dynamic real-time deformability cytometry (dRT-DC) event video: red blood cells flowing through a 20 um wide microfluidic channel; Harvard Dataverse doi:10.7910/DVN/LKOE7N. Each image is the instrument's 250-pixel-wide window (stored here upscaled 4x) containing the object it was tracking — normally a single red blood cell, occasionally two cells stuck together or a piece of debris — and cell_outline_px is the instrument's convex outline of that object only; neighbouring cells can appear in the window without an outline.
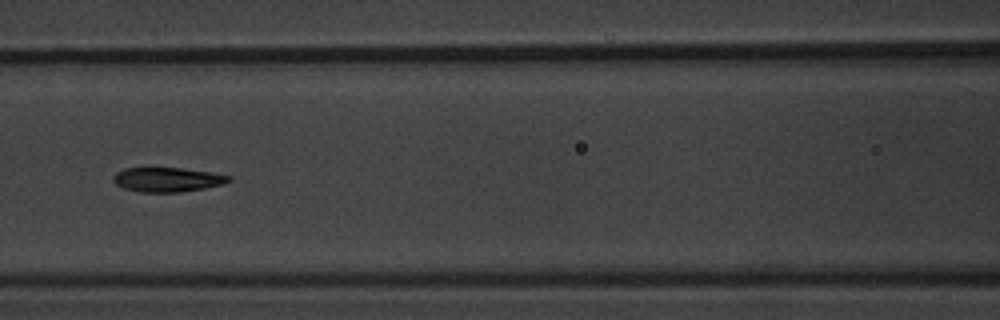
{"species": "common noctule bat (a hibernating species)", "species_latin": "Nyctalus noctula", "temperature_condition": "warm", "stored_images_in_passage": 9, "camera_frame_rate_fps": 3000, "um_per_image_px": 0.085, "animal": {"sex": "male", "body_mass_g": 20.1, "forearm_length_mm": 53.5}, "frame": {"image": 1, "passage_image": 7, "time_ms": 7.667, "image_size_px": [1000, 320], "cell_outline_px": [[232, 180], [224, 184], [204, 188], [180, 192], [140, 192], [124, 188], [116, 184], [112, 180], [112, 176], [116, 172], [124, 168], [144, 164], [152, 164], [212, 172], [232, 176]], "centroid_in_image_um": [14.16, 15.2], "position_along_channel_um": 152.4, "area_um2": 17.51}}
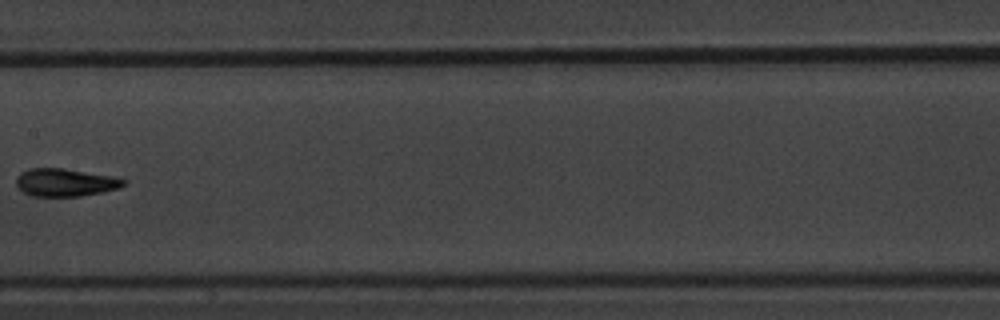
{"frame": {"image": 2, "passage_image": 8, "time_ms": 9.0, "image_size_px": [1000, 320], "cell_outline_px": [[128, 184], [120, 188], [80, 196], [32, 196], [24, 192], [16, 184], [16, 176], [20, 172], [28, 168], [64, 168], [112, 176], [128, 180]], "centroid_in_image_um": [5.56, 15.5], "position_along_channel_um": 201.8, "area_um2": 17.51}}
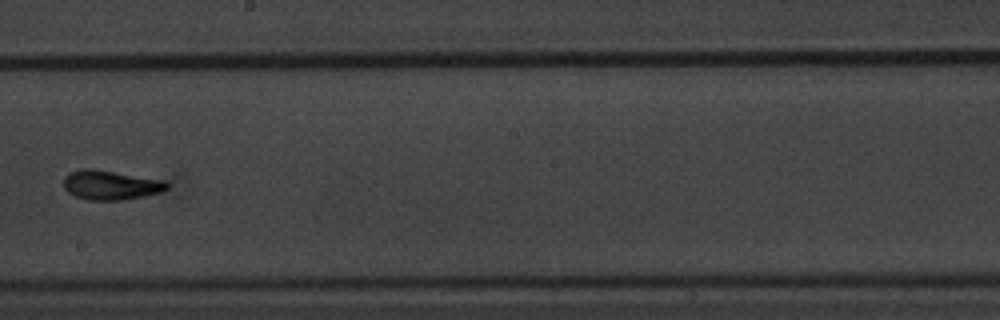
{"frame": {"image": 3, "passage_image": 9, "time_ms": 10.0, "image_size_px": [1000, 320], "cell_outline_px": [[168, 188], [160, 192], [144, 196], [124, 200], [88, 200], [76, 196], [68, 192], [64, 188], [64, 176], [80, 168], [92, 168], [164, 180], [168, 184]], "centroid_in_image_um": [9.39, 15.72], "position_along_channel_um": 238.8, "area_um2": 17.69}}